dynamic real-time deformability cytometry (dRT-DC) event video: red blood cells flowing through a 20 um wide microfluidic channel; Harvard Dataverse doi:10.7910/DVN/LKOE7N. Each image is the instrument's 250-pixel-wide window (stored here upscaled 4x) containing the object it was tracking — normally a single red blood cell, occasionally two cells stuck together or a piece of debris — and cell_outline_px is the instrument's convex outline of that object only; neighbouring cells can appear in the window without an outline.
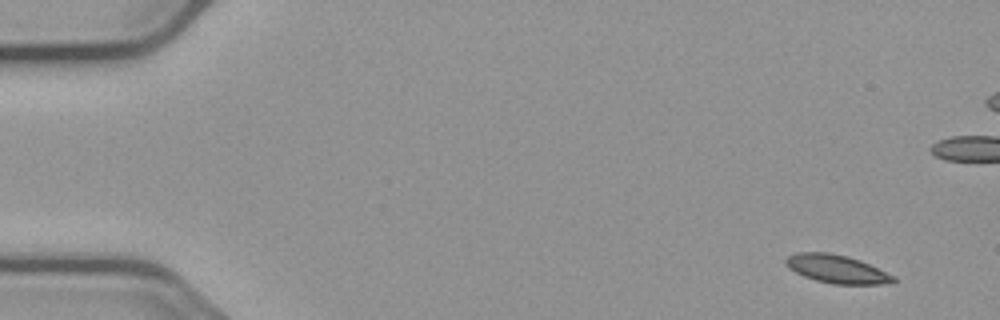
{"species": "common noctule bat (a hibernating species)", "species_latin": "Nyctalus noctula", "temperature_condition": "cold", "stored_images_in_passage": 4, "camera_frame_rate_fps": 3000, "um_per_image_px": 0.085, "animal": {"sex": "male", "body_mass_g": 23.1, "forearm_length_mm": 52.7}, "frame": {"image": 1, "passage_image": 1, "time_ms": 0.0, "image_size_px": [1000, 320], "cell_outline_px": [[900, 280], [896, 284], [832, 284], [816, 280], [804, 276], [788, 268], [784, 264], [784, 260], [788, 256], [796, 252], [828, 252], [860, 260], [896, 276]], "centroid_in_image_um": [71.18, 22.88], "position_along_channel_um": 13.8, "area_um2": 17.98}}